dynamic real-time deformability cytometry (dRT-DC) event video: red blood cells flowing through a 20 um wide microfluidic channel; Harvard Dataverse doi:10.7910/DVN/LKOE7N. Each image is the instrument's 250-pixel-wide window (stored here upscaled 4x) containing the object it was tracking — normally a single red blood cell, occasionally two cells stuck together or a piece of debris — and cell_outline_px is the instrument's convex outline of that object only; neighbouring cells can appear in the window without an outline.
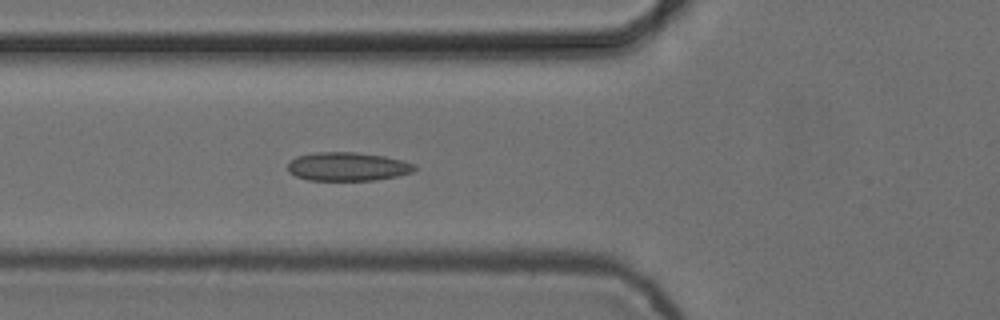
{"species": "common noctule bat (a hibernating species)", "species_latin": "Nyctalus noctula", "temperature_condition": "cold", "stored_images_in_passage": 4, "camera_frame_rate_fps": 3000, "um_per_image_px": 0.085, "animal": {"sex": "female", "body_mass_g": 24.6, "forearm_length_mm": 56.2}, "frame": {"image": 1, "passage_image": 4, "time_ms": 1.0, "image_size_px": [1000, 320], "cell_outline_px": [[416, 168], [412, 172], [396, 176], [376, 180], [308, 180], [296, 176], [288, 172], [288, 164], [296, 156], [316, 152], [356, 152], [384, 156], [416, 164]], "centroid_in_image_um": [29.53, 14.16], "position_along_channel_um": 96.3, "area_um2": 21.1}}